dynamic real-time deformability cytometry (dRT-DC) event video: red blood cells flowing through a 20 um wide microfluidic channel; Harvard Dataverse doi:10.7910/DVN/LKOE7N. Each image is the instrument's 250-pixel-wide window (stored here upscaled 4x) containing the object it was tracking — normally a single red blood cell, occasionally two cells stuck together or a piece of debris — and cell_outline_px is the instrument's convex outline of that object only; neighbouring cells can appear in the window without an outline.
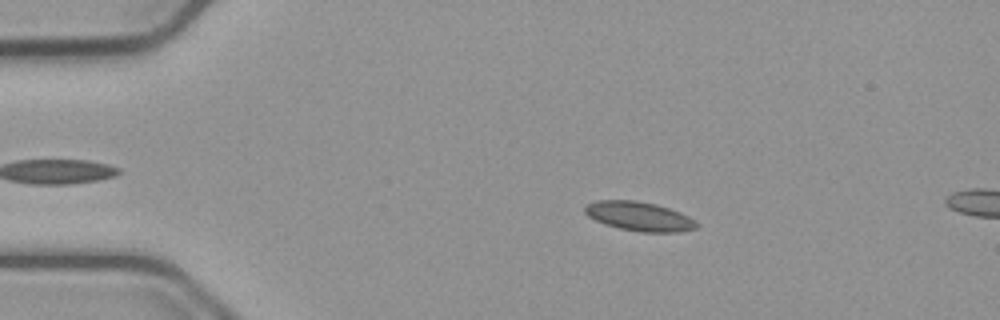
{"species": "common noctule bat (a hibernating species)", "species_latin": "Nyctalus noctula", "temperature_condition": "cold", "stored_images_in_passage": 5, "camera_frame_rate_fps": 3000, "um_per_image_px": 0.085, "animal": {"sex": "male", "body_mass_g": 23.1, "forearm_length_mm": 52.7}, "frame": {"image": 1, "passage_image": 1, "time_ms": 0.0, "image_size_px": [1000, 320], "cell_outline_px": [[700, 224], [696, 228], [676, 232], [640, 232], [620, 228], [604, 224], [588, 216], [584, 212], [584, 204], [596, 200], [636, 200], [656, 204], [680, 212], [696, 220]], "centroid_in_image_um": [54.32, 18.38], "position_along_channel_um": 30.7, "area_um2": 19.13}}